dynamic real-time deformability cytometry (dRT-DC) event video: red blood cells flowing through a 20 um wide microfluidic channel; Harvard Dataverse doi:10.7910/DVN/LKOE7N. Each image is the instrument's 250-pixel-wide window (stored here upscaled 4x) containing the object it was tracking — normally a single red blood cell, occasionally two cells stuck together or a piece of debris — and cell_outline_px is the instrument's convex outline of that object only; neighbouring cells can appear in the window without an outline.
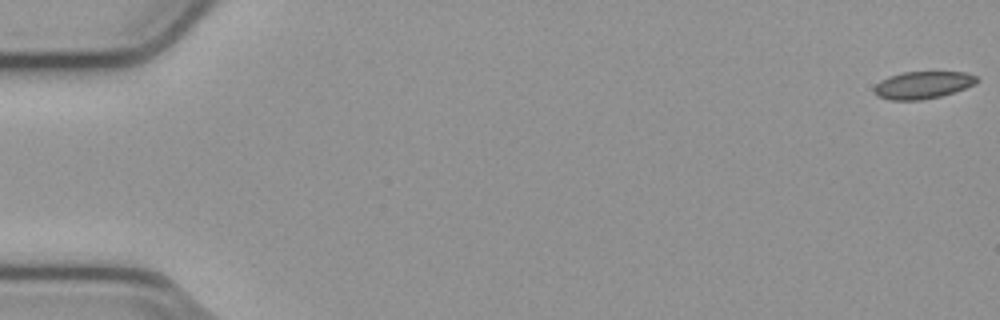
{"species": "common noctule bat (a hibernating species)", "species_latin": "Nyctalus noctula", "temperature_condition": "cold", "stored_images_in_passage": 9, "camera_frame_rate_fps": 3000, "um_per_image_px": 0.085, "animal": {"sex": "male", "body_mass_g": 23.1, "forearm_length_mm": 52.7}, "frame": {"image": 1, "passage_image": 1, "time_ms": 0.0, "image_size_px": [1000, 320], "cell_outline_px": [[980, 80], [976, 84], [940, 96], [920, 100], [892, 100], [876, 96], [872, 92], [872, 88], [880, 80], [888, 76], [904, 72], [964, 72], [976, 76]], "centroid_in_image_um": [78.39, 7.22], "position_along_channel_um": 6.6, "area_um2": 16.42}}